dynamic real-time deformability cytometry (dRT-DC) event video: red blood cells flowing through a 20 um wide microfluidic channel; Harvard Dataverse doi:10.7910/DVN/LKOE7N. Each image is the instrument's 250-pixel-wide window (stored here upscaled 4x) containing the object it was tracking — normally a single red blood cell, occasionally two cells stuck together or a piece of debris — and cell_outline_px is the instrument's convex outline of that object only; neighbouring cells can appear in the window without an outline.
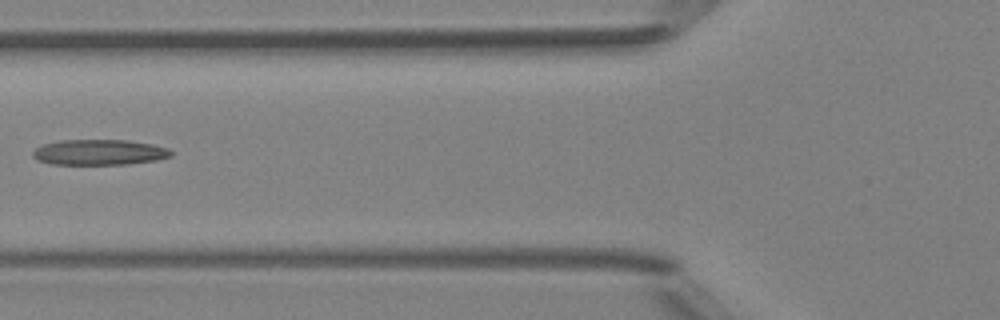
{"species": "Egyptian fruit bat (a non-hibernating species)", "species_latin": "Rousettus aegyptiacus", "temperature_condition": "room temperature", "stored_images_in_passage": 3, "camera_frame_rate_fps": 3000, "um_per_image_px": 0.085, "animal": {"sex": "female"}, "frame": {"image": 1, "passage_image": 3, "time_ms": 2.333, "image_size_px": [1000, 320], "cell_outline_px": [[172, 156], [156, 160], [128, 164], [52, 164], [36, 160], [32, 156], [32, 152], [40, 144], [60, 140], [128, 140], [152, 144], [168, 148], [172, 152]], "centroid_in_image_um": [8.41, 12.94], "position_along_channel_um": 117.4, "area_um2": 20.69}}